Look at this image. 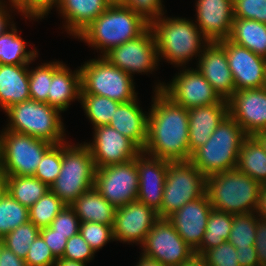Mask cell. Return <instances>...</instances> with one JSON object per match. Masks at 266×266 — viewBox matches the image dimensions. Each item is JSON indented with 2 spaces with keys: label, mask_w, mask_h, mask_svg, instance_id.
<instances>
[{
  "label": "cell",
  "mask_w": 266,
  "mask_h": 266,
  "mask_svg": "<svg viewBox=\"0 0 266 266\" xmlns=\"http://www.w3.org/2000/svg\"><path fill=\"white\" fill-rule=\"evenodd\" d=\"M262 185L237 169L206 177V195L213 209L233 215L256 212Z\"/></svg>",
  "instance_id": "obj_4"
},
{
  "label": "cell",
  "mask_w": 266,
  "mask_h": 266,
  "mask_svg": "<svg viewBox=\"0 0 266 266\" xmlns=\"http://www.w3.org/2000/svg\"><path fill=\"white\" fill-rule=\"evenodd\" d=\"M62 164V143L53 145L42 157L34 176L50 187L58 177Z\"/></svg>",
  "instance_id": "obj_40"
},
{
  "label": "cell",
  "mask_w": 266,
  "mask_h": 266,
  "mask_svg": "<svg viewBox=\"0 0 266 266\" xmlns=\"http://www.w3.org/2000/svg\"><path fill=\"white\" fill-rule=\"evenodd\" d=\"M159 219L155 210L138 200L119 207L115 210L112 227L114 240L141 247Z\"/></svg>",
  "instance_id": "obj_15"
},
{
  "label": "cell",
  "mask_w": 266,
  "mask_h": 266,
  "mask_svg": "<svg viewBox=\"0 0 266 266\" xmlns=\"http://www.w3.org/2000/svg\"><path fill=\"white\" fill-rule=\"evenodd\" d=\"M13 3L25 19L38 21L57 8L59 0H13Z\"/></svg>",
  "instance_id": "obj_42"
},
{
  "label": "cell",
  "mask_w": 266,
  "mask_h": 266,
  "mask_svg": "<svg viewBox=\"0 0 266 266\" xmlns=\"http://www.w3.org/2000/svg\"><path fill=\"white\" fill-rule=\"evenodd\" d=\"M163 0H118V4L128 7L142 16L149 24L163 16L165 5Z\"/></svg>",
  "instance_id": "obj_45"
},
{
  "label": "cell",
  "mask_w": 266,
  "mask_h": 266,
  "mask_svg": "<svg viewBox=\"0 0 266 266\" xmlns=\"http://www.w3.org/2000/svg\"><path fill=\"white\" fill-rule=\"evenodd\" d=\"M219 42L226 50L236 91L265 87L266 58L256 55L249 49L236 45L228 39Z\"/></svg>",
  "instance_id": "obj_17"
},
{
  "label": "cell",
  "mask_w": 266,
  "mask_h": 266,
  "mask_svg": "<svg viewBox=\"0 0 266 266\" xmlns=\"http://www.w3.org/2000/svg\"><path fill=\"white\" fill-rule=\"evenodd\" d=\"M16 25L0 35V64L24 65L33 63L38 51L26 50L27 42L18 34Z\"/></svg>",
  "instance_id": "obj_31"
},
{
  "label": "cell",
  "mask_w": 266,
  "mask_h": 266,
  "mask_svg": "<svg viewBox=\"0 0 266 266\" xmlns=\"http://www.w3.org/2000/svg\"><path fill=\"white\" fill-rule=\"evenodd\" d=\"M95 252L80 233L67 240L63 259L90 263L94 259Z\"/></svg>",
  "instance_id": "obj_47"
},
{
  "label": "cell",
  "mask_w": 266,
  "mask_h": 266,
  "mask_svg": "<svg viewBox=\"0 0 266 266\" xmlns=\"http://www.w3.org/2000/svg\"><path fill=\"white\" fill-rule=\"evenodd\" d=\"M196 60L197 70L222 99L228 100L236 88L224 46L219 41L209 42Z\"/></svg>",
  "instance_id": "obj_21"
},
{
  "label": "cell",
  "mask_w": 266,
  "mask_h": 266,
  "mask_svg": "<svg viewBox=\"0 0 266 266\" xmlns=\"http://www.w3.org/2000/svg\"><path fill=\"white\" fill-rule=\"evenodd\" d=\"M103 57L130 76L153 74L159 66L156 41L150 27L139 37L112 48Z\"/></svg>",
  "instance_id": "obj_13"
},
{
  "label": "cell",
  "mask_w": 266,
  "mask_h": 266,
  "mask_svg": "<svg viewBox=\"0 0 266 266\" xmlns=\"http://www.w3.org/2000/svg\"><path fill=\"white\" fill-rule=\"evenodd\" d=\"M228 40L266 58V24L255 20L234 18Z\"/></svg>",
  "instance_id": "obj_29"
},
{
  "label": "cell",
  "mask_w": 266,
  "mask_h": 266,
  "mask_svg": "<svg viewBox=\"0 0 266 266\" xmlns=\"http://www.w3.org/2000/svg\"><path fill=\"white\" fill-rule=\"evenodd\" d=\"M194 20L210 41L228 39L233 24V0H196Z\"/></svg>",
  "instance_id": "obj_22"
},
{
  "label": "cell",
  "mask_w": 266,
  "mask_h": 266,
  "mask_svg": "<svg viewBox=\"0 0 266 266\" xmlns=\"http://www.w3.org/2000/svg\"><path fill=\"white\" fill-rule=\"evenodd\" d=\"M233 17L266 24V0H233Z\"/></svg>",
  "instance_id": "obj_44"
},
{
  "label": "cell",
  "mask_w": 266,
  "mask_h": 266,
  "mask_svg": "<svg viewBox=\"0 0 266 266\" xmlns=\"http://www.w3.org/2000/svg\"><path fill=\"white\" fill-rule=\"evenodd\" d=\"M66 205L48 190L29 208V221L39 229L49 227L53 219Z\"/></svg>",
  "instance_id": "obj_37"
},
{
  "label": "cell",
  "mask_w": 266,
  "mask_h": 266,
  "mask_svg": "<svg viewBox=\"0 0 266 266\" xmlns=\"http://www.w3.org/2000/svg\"><path fill=\"white\" fill-rule=\"evenodd\" d=\"M111 4L112 3H118V0H108Z\"/></svg>",
  "instance_id": "obj_60"
},
{
  "label": "cell",
  "mask_w": 266,
  "mask_h": 266,
  "mask_svg": "<svg viewBox=\"0 0 266 266\" xmlns=\"http://www.w3.org/2000/svg\"><path fill=\"white\" fill-rule=\"evenodd\" d=\"M150 23L153 31L159 61L175 67H186L189 61L199 58L205 46L210 42L193 20L185 17L165 15Z\"/></svg>",
  "instance_id": "obj_2"
},
{
  "label": "cell",
  "mask_w": 266,
  "mask_h": 266,
  "mask_svg": "<svg viewBox=\"0 0 266 266\" xmlns=\"http://www.w3.org/2000/svg\"><path fill=\"white\" fill-rule=\"evenodd\" d=\"M237 256L235 247L228 241L207 250L202 255L207 266H240Z\"/></svg>",
  "instance_id": "obj_43"
},
{
  "label": "cell",
  "mask_w": 266,
  "mask_h": 266,
  "mask_svg": "<svg viewBox=\"0 0 266 266\" xmlns=\"http://www.w3.org/2000/svg\"><path fill=\"white\" fill-rule=\"evenodd\" d=\"M236 169L261 185L266 184V152L252 136H248L240 147Z\"/></svg>",
  "instance_id": "obj_30"
},
{
  "label": "cell",
  "mask_w": 266,
  "mask_h": 266,
  "mask_svg": "<svg viewBox=\"0 0 266 266\" xmlns=\"http://www.w3.org/2000/svg\"><path fill=\"white\" fill-rule=\"evenodd\" d=\"M79 233L96 253L102 249L106 243L115 241L113 237V228L96 222L80 223Z\"/></svg>",
  "instance_id": "obj_41"
},
{
  "label": "cell",
  "mask_w": 266,
  "mask_h": 266,
  "mask_svg": "<svg viewBox=\"0 0 266 266\" xmlns=\"http://www.w3.org/2000/svg\"><path fill=\"white\" fill-rule=\"evenodd\" d=\"M206 192V177L190 161L170 162L158 216L167 218Z\"/></svg>",
  "instance_id": "obj_10"
},
{
  "label": "cell",
  "mask_w": 266,
  "mask_h": 266,
  "mask_svg": "<svg viewBox=\"0 0 266 266\" xmlns=\"http://www.w3.org/2000/svg\"><path fill=\"white\" fill-rule=\"evenodd\" d=\"M206 193L182 206L167 217L181 238L196 251L203 239L208 217L212 210Z\"/></svg>",
  "instance_id": "obj_20"
},
{
  "label": "cell",
  "mask_w": 266,
  "mask_h": 266,
  "mask_svg": "<svg viewBox=\"0 0 266 266\" xmlns=\"http://www.w3.org/2000/svg\"><path fill=\"white\" fill-rule=\"evenodd\" d=\"M3 245L2 239H0V247Z\"/></svg>",
  "instance_id": "obj_61"
},
{
  "label": "cell",
  "mask_w": 266,
  "mask_h": 266,
  "mask_svg": "<svg viewBox=\"0 0 266 266\" xmlns=\"http://www.w3.org/2000/svg\"><path fill=\"white\" fill-rule=\"evenodd\" d=\"M232 222L233 214L212 209L202 242L195 254L202 256L207 250L227 241L232 229Z\"/></svg>",
  "instance_id": "obj_32"
},
{
  "label": "cell",
  "mask_w": 266,
  "mask_h": 266,
  "mask_svg": "<svg viewBox=\"0 0 266 266\" xmlns=\"http://www.w3.org/2000/svg\"><path fill=\"white\" fill-rule=\"evenodd\" d=\"M228 115V102H218L188 110L189 150L191 154L210 139L218 125Z\"/></svg>",
  "instance_id": "obj_23"
},
{
  "label": "cell",
  "mask_w": 266,
  "mask_h": 266,
  "mask_svg": "<svg viewBox=\"0 0 266 266\" xmlns=\"http://www.w3.org/2000/svg\"><path fill=\"white\" fill-rule=\"evenodd\" d=\"M94 187L116 209L137 200L139 175L136 157L96 169Z\"/></svg>",
  "instance_id": "obj_12"
},
{
  "label": "cell",
  "mask_w": 266,
  "mask_h": 266,
  "mask_svg": "<svg viewBox=\"0 0 266 266\" xmlns=\"http://www.w3.org/2000/svg\"><path fill=\"white\" fill-rule=\"evenodd\" d=\"M181 266H207L205 259L201 255L194 254Z\"/></svg>",
  "instance_id": "obj_56"
},
{
  "label": "cell",
  "mask_w": 266,
  "mask_h": 266,
  "mask_svg": "<svg viewBox=\"0 0 266 266\" xmlns=\"http://www.w3.org/2000/svg\"><path fill=\"white\" fill-rule=\"evenodd\" d=\"M238 254L237 259L240 266H259L258 256L255 246H246L244 248L235 247Z\"/></svg>",
  "instance_id": "obj_52"
},
{
  "label": "cell",
  "mask_w": 266,
  "mask_h": 266,
  "mask_svg": "<svg viewBox=\"0 0 266 266\" xmlns=\"http://www.w3.org/2000/svg\"><path fill=\"white\" fill-rule=\"evenodd\" d=\"M91 142H84L90 149L96 169L134 159L142 150L128 137L110 125L93 128Z\"/></svg>",
  "instance_id": "obj_16"
},
{
  "label": "cell",
  "mask_w": 266,
  "mask_h": 266,
  "mask_svg": "<svg viewBox=\"0 0 266 266\" xmlns=\"http://www.w3.org/2000/svg\"><path fill=\"white\" fill-rule=\"evenodd\" d=\"M170 162L146 154L144 151H141L136 156V166L139 175L137 200L157 213L162 205L163 189Z\"/></svg>",
  "instance_id": "obj_19"
},
{
  "label": "cell",
  "mask_w": 266,
  "mask_h": 266,
  "mask_svg": "<svg viewBox=\"0 0 266 266\" xmlns=\"http://www.w3.org/2000/svg\"><path fill=\"white\" fill-rule=\"evenodd\" d=\"M80 220L74 210L66 205L53 219L50 228L60 235H65L67 239L79 233Z\"/></svg>",
  "instance_id": "obj_46"
},
{
  "label": "cell",
  "mask_w": 266,
  "mask_h": 266,
  "mask_svg": "<svg viewBox=\"0 0 266 266\" xmlns=\"http://www.w3.org/2000/svg\"><path fill=\"white\" fill-rule=\"evenodd\" d=\"M255 249L259 266H266V219L257 217Z\"/></svg>",
  "instance_id": "obj_50"
},
{
  "label": "cell",
  "mask_w": 266,
  "mask_h": 266,
  "mask_svg": "<svg viewBox=\"0 0 266 266\" xmlns=\"http://www.w3.org/2000/svg\"><path fill=\"white\" fill-rule=\"evenodd\" d=\"M7 189V176L0 169V198L5 194Z\"/></svg>",
  "instance_id": "obj_59"
},
{
  "label": "cell",
  "mask_w": 266,
  "mask_h": 266,
  "mask_svg": "<svg viewBox=\"0 0 266 266\" xmlns=\"http://www.w3.org/2000/svg\"><path fill=\"white\" fill-rule=\"evenodd\" d=\"M54 266H87V263L58 258Z\"/></svg>",
  "instance_id": "obj_57"
},
{
  "label": "cell",
  "mask_w": 266,
  "mask_h": 266,
  "mask_svg": "<svg viewBox=\"0 0 266 266\" xmlns=\"http://www.w3.org/2000/svg\"><path fill=\"white\" fill-rule=\"evenodd\" d=\"M247 137L241 126L228 115L210 139L192 153L190 162L205 177L236 169L240 147Z\"/></svg>",
  "instance_id": "obj_5"
},
{
  "label": "cell",
  "mask_w": 266,
  "mask_h": 266,
  "mask_svg": "<svg viewBox=\"0 0 266 266\" xmlns=\"http://www.w3.org/2000/svg\"><path fill=\"white\" fill-rule=\"evenodd\" d=\"M57 258L53 255L42 236L31 244L25 262L28 266H54Z\"/></svg>",
  "instance_id": "obj_48"
},
{
  "label": "cell",
  "mask_w": 266,
  "mask_h": 266,
  "mask_svg": "<svg viewBox=\"0 0 266 266\" xmlns=\"http://www.w3.org/2000/svg\"><path fill=\"white\" fill-rule=\"evenodd\" d=\"M141 248V254L165 266H181L195 254L167 218L155 223Z\"/></svg>",
  "instance_id": "obj_14"
},
{
  "label": "cell",
  "mask_w": 266,
  "mask_h": 266,
  "mask_svg": "<svg viewBox=\"0 0 266 266\" xmlns=\"http://www.w3.org/2000/svg\"><path fill=\"white\" fill-rule=\"evenodd\" d=\"M27 222H29V208L17 202L6 191L0 198V239Z\"/></svg>",
  "instance_id": "obj_35"
},
{
  "label": "cell",
  "mask_w": 266,
  "mask_h": 266,
  "mask_svg": "<svg viewBox=\"0 0 266 266\" xmlns=\"http://www.w3.org/2000/svg\"><path fill=\"white\" fill-rule=\"evenodd\" d=\"M227 101L229 115L248 136L266 131V87L235 91Z\"/></svg>",
  "instance_id": "obj_18"
},
{
  "label": "cell",
  "mask_w": 266,
  "mask_h": 266,
  "mask_svg": "<svg viewBox=\"0 0 266 266\" xmlns=\"http://www.w3.org/2000/svg\"><path fill=\"white\" fill-rule=\"evenodd\" d=\"M70 207L80 222H96L113 227L116 208L95 187L81 194Z\"/></svg>",
  "instance_id": "obj_28"
},
{
  "label": "cell",
  "mask_w": 266,
  "mask_h": 266,
  "mask_svg": "<svg viewBox=\"0 0 266 266\" xmlns=\"http://www.w3.org/2000/svg\"><path fill=\"white\" fill-rule=\"evenodd\" d=\"M136 264L137 265H135V266H165L161 262H159L155 259L146 257L143 254H140L139 260Z\"/></svg>",
  "instance_id": "obj_55"
},
{
  "label": "cell",
  "mask_w": 266,
  "mask_h": 266,
  "mask_svg": "<svg viewBox=\"0 0 266 266\" xmlns=\"http://www.w3.org/2000/svg\"><path fill=\"white\" fill-rule=\"evenodd\" d=\"M40 235L46 242L47 246L50 248L53 255L57 259L62 258L68 240L65 235L55 233V231L50 227L41 228Z\"/></svg>",
  "instance_id": "obj_49"
},
{
  "label": "cell",
  "mask_w": 266,
  "mask_h": 266,
  "mask_svg": "<svg viewBox=\"0 0 266 266\" xmlns=\"http://www.w3.org/2000/svg\"><path fill=\"white\" fill-rule=\"evenodd\" d=\"M139 104L138 97L131 102L121 103L115 110L109 125L143 150L147 141L149 112L143 111Z\"/></svg>",
  "instance_id": "obj_25"
},
{
  "label": "cell",
  "mask_w": 266,
  "mask_h": 266,
  "mask_svg": "<svg viewBox=\"0 0 266 266\" xmlns=\"http://www.w3.org/2000/svg\"><path fill=\"white\" fill-rule=\"evenodd\" d=\"M171 79L170 83L156 82L154 90H161L174 103L188 110L194 107L207 106L218 102H228L222 99L212 85L204 78L197 68L183 67Z\"/></svg>",
  "instance_id": "obj_11"
},
{
  "label": "cell",
  "mask_w": 266,
  "mask_h": 266,
  "mask_svg": "<svg viewBox=\"0 0 266 266\" xmlns=\"http://www.w3.org/2000/svg\"><path fill=\"white\" fill-rule=\"evenodd\" d=\"M0 133V169L6 176H34L53 144L5 128Z\"/></svg>",
  "instance_id": "obj_9"
},
{
  "label": "cell",
  "mask_w": 266,
  "mask_h": 266,
  "mask_svg": "<svg viewBox=\"0 0 266 266\" xmlns=\"http://www.w3.org/2000/svg\"><path fill=\"white\" fill-rule=\"evenodd\" d=\"M149 27L150 24L136 12L112 3L76 38L104 56L112 48L139 37Z\"/></svg>",
  "instance_id": "obj_3"
},
{
  "label": "cell",
  "mask_w": 266,
  "mask_h": 266,
  "mask_svg": "<svg viewBox=\"0 0 266 266\" xmlns=\"http://www.w3.org/2000/svg\"><path fill=\"white\" fill-rule=\"evenodd\" d=\"M252 137L260 144V146L266 152V131L255 132Z\"/></svg>",
  "instance_id": "obj_58"
},
{
  "label": "cell",
  "mask_w": 266,
  "mask_h": 266,
  "mask_svg": "<svg viewBox=\"0 0 266 266\" xmlns=\"http://www.w3.org/2000/svg\"><path fill=\"white\" fill-rule=\"evenodd\" d=\"M256 215L259 218L266 219V184L262 185L260 189V196L258 201V207L256 209Z\"/></svg>",
  "instance_id": "obj_54"
},
{
  "label": "cell",
  "mask_w": 266,
  "mask_h": 266,
  "mask_svg": "<svg viewBox=\"0 0 266 266\" xmlns=\"http://www.w3.org/2000/svg\"><path fill=\"white\" fill-rule=\"evenodd\" d=\"M8 123L6 130L30 135L53 145L67 141L61 111L47 103L29 99L11 105L4 111Z\"/></svg>",
  "instance_id": "obj_6"
},
{
  "label": "cell",
  "mask_w": 266,
  "mask_h": 266,
  "mask_svg": "<svg viewBox=\"0 0 266 266\" xmlns=\"http://www.w3.org/2000/svg\"><path fill=\"white\" fill-rule=\"evenodd\" d=\"M256 212L233 215L232 229L228 242L234 247L244 248L255 244Z\"/></svg>",
  "instance_id": "obj_38"
},
{
  "label": "cell",
  "mask_w": 266,
  "mask_h": 266,
  "mask_svg": "<svg viewBox=\"0 0 266 266\" xmlns=\"http://www.w3.org/2000/svg\"><path fill=\"white\" fill-rule=\"evenodd\" d=\"M29 65L0 64V108L31 99L29 94Z\"/></svg>",
  "instance_id": "obj_26"
},
{
  "label": "cell",
  "mask_w": 266,
  "mask_h": 266,
  "mask_svg": "<svg viewBox=\"0 0 266 266\" xmlns=\"http://www.w3.org/2000/svg\"><path fill=\"white\" fill-rule=\"evenodd\" d=\"M80 103L93 128L109 125L115 110L121 104L108 97L93 94H81Z\"/></svg>",
  "instance_id": "obj_34"
},
{
  "label": "cell",
  "mask_w": 266,
  "mask_h": 266,
  "mask_svg": "<svg viewBox=\"0 0 266 266\" xmlns=\"http://www.w3.org/2000/svg\"><path fill=\"white\" fill-rule=\"evenodd\" d=\"M8 1L9 3L5 0H0V35L6 33L10 28H12L16 24L14 23V21H11L13 20V17L10 13H14L13 11H15L16 13L18 12L17 14H19V10L14 5L13 0ZM7 5L9 7H7Z\"/></svg>",
  "instance_id": "obj_51"
},
{
  "label": "cell",
  "mask_w": 266,
  "mask_h": 266,
  "mask_svg": "<svg viewBox=\"0 0 266 266\" xmlns=\"http://www.w3.org/2000/svg\"><path fill=\"white\" fill-rule=\"evenodd\" d=\"M63 64L61 61H52L29 68V94L32 100L47 103L52 76Z\"/></svg>",
  "instance_id": "obj_36"
},
{
  "label": "cell",
  "mask_w": 266,
  "mask_h": 266,
  "mask_svg": "<svg viewBox=\"0 0 266 266\" xmlns=\"http://www.w3.org/2000/svg\"><path fill=\"white\" fill-rule=\"evenodd\" d=\"M110 4L108 0H59L56 10L64 19L67 34L76 38Z\"/></svg>",
  "instance_id": "obj_24"
},
{
  "label": "cell",
  "mask_w": 266,
  "mask_h": 266,
  "mask_svg": "<svg viewBox=\"0 0 266 266\" xmlns=\"http://www.w3.org/2000/svg\"><path fill=\"white\" fill-rule=\"evenodd\" d=\"M153 91L142 151L171 162L190 161L188 109L174 103L161 90Z\"/></svg>",
  "instance_id": "obj_1"
},
{
  "label": "cell",
  "mask_w": 266,
  "mask_h": 266,
  "mask_svg": "<svg viewBox=\"0 0 266 266\" xmlns=\"http://www.w3.org/2000/svg\"><path fill=\"white\" fill-rule=\"evenodd\" d=\"M50 188L33 176H7L6 191L20 204L30 208Z\"/></svg>",
  "instance_id": "obj_33"
},
{
  "label": "cell",
  "mask_w": 266,
  "mask_h": 266,
  "mask_svg": "<svg viewBox=\"0 0 266 266\" xmlns=\"http://www.w3.org/2000/svg\"><path fill=\"white\" fill-rule=\"evenodd\" d=\"M0 266H28L24 259L19 258L5 245L0 247Z\"/></svg>",
  "instance_id": "obj_53"
},
{
  "label": "cell",
  "mask_w": 266,
  "mask_h": 266,
  "mask_svg": "<svg viewBox=\"0 0 266 266\" xmlns=\"http://www.w3.org/2000/svg\"><path fill=\"white\" fill-rule=\"evenodd\" d=\"M40 234V229L32 222L20 225L2 238L3 245L25 260L33 241Z\"/></svg>",
  "instance_id": "obj_39"
},
{
  "label": "cell",
  "mask_w": 266,
  "mask_h": 266,
  "mask_svg": "<svg viewBox=\"0 0 266 266\" xmlns=\"http://www.w3.org/2000/svg\"><path fill=\"white\" fill-rule=\"evenodd\" d=\"M81 75L80 69L72 71L65 63L53 74L48 91L47 104L66 111L71 102H80Z\"/></svg>",
  "instance_id": "obj_27"
},
{
  "label": "cell",
  "mask_w": 266,
  "mask_h": 266,
  "mask_svg": "<svg viewBox=\"0 0 266 266\" xmlns=\"http://www.w3.org/2000/svg\"><path fill=\"white\" fill-rule=\"evenodd\" d=\"M96 166L90 149L83 143H62V164L58 177L49 187L70 206L81 194L94 187Z\"/></svg>",
  "instance_id": "obj_7"
},
{
  "label": "cell",
  "mask_w": 266,
  "mask_h": 266,
  "mask_svg": "<svg viewBox=\"0 0 266 266\" xmlns=\"http://www.w3.org/2000/svg\"><path fill=\"white\" fill-rule=\"evenodd\" d=\"M80 69L81 94L105 96L119 103L135 100L134 77L112 65L106 58L85 61Z\"/></svg>",
  "instance_id": "obj_8"
}]
</instances>
